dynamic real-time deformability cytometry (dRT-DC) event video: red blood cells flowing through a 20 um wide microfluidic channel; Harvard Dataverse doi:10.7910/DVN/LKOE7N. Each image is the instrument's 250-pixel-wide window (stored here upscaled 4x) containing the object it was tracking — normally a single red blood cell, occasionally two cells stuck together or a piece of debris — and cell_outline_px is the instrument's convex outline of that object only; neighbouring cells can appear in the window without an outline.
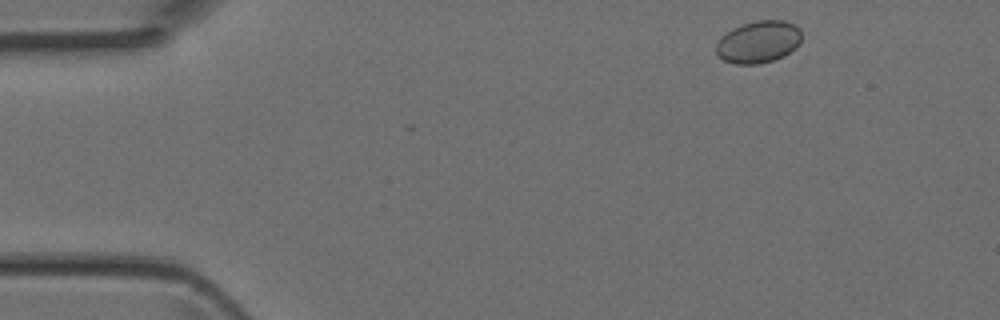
{"species": "Egyptian fruit bat (a non-hibernating species)", "species_latin": "Rousettus aegyptiacus", "temperature_condition": "room temperature", "stored_images_in_passage": 3, "camera_frame_rate_fps": 3000, "um_per_image_px": 0.085, "animal": {"sex": "female"}, "frame": {"image": 1, "passage_image": 1, "time_ms": 0.0, "image_size_px": [1000, 320], "cell_outline_px": [[800, 44], [796, 48], [784, 56], [772, 60], [756, 64], [736, 64], [724, 60], [716, 56], [716, 44], [732, 28], [756, 20], [784, 20], [800, 28]], "centroid_in_image_um": [64.48, 3.57], "position_along_channel_um": 20.5, "area_um2": 20.87}}